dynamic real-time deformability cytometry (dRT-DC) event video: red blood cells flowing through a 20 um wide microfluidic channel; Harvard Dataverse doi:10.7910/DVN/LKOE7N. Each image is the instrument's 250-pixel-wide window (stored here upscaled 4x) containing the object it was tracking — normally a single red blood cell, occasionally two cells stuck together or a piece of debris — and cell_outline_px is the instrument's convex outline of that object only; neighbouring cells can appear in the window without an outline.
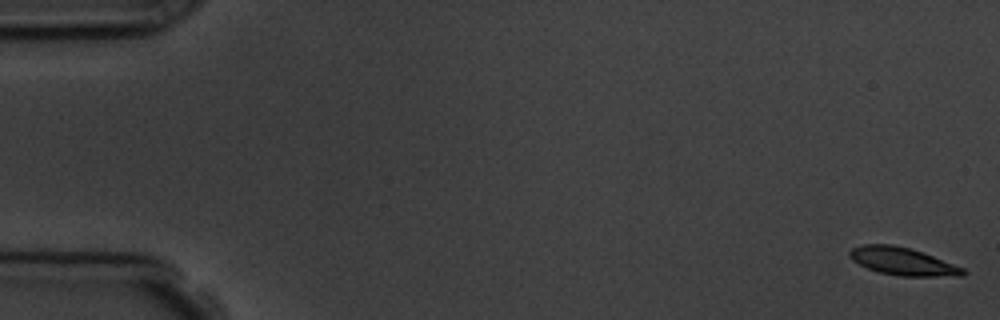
{"species": "common noctule bat (a hibernating species)", "species_latin": "Nyctalus noctula", "temperature_condition": "room temperature", "stored_images_in_passage": 5, "camera_frame_rate_fps": 3000, "um_per_image_px": 0.085, "animal": {"sex": "male", "body_mass_g": 19.5, "forearm_length_mm": 54.6}, "frame": {"image": 1, "passage_image": 1, "time_ms": 0.0, "image_size_px": [1000, 320], "cell_outline_px": [[968, 272], [964, 276], [900, 276], [880, 272], [868, 268], [852, 260], [848, 256], [848, 252], [852, 248], [864, 244], [892, 244], [912, 248], [964, 268]], "centroid_in_image_um": [76.74, 22.21], "position_along_channel_um": 8.3, "area_um2": 18.32}}
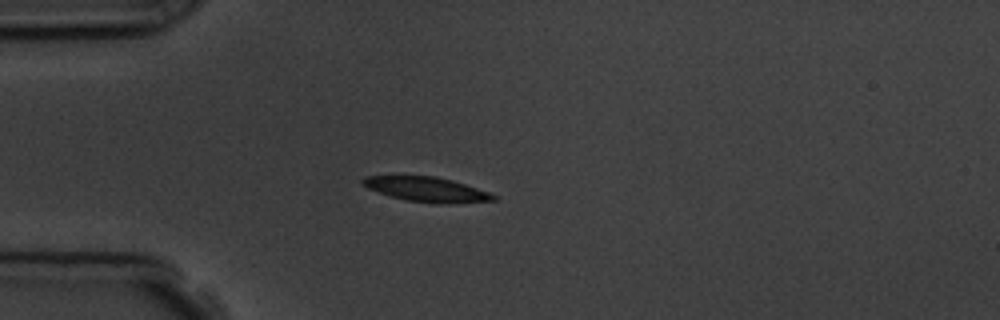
{"frame": {"image": 2, "passage_image": 4, "time_ms": 4.667, "image_size_px": [1000, 320], "cell_outline_px": [[500, 196], [496, 200], [448, 204], [436, 204], [408, 200], [392, 196], [368, 188], [360, 184], [360, 180], [364, 176], [436, 176], [452, 180]], "centroid_in_image_um": [36.29, 16.1], "position_along_channel_um": 48.7, "area_um2": 18.79}}